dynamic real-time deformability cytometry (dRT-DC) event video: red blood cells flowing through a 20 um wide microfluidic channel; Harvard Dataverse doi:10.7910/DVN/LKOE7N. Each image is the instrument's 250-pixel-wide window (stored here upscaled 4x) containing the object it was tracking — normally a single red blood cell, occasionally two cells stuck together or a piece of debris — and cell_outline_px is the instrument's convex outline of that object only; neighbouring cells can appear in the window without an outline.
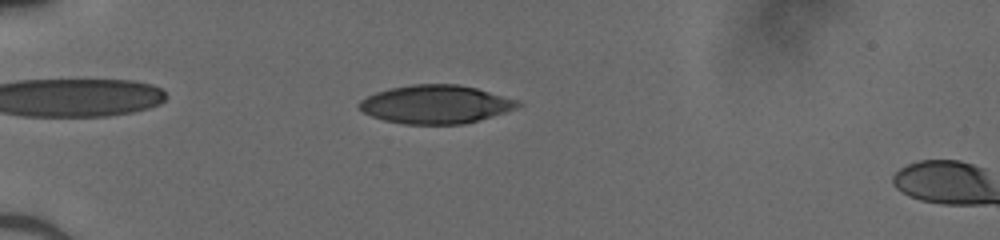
{"species": "human", "species_latin": "Homo sapiens", "temperature_condition": "cold", "stored_images_in_passage": 17, "camera_frame_rate_fps": 3000, "um_per_image_px": 0.085, "donor": {"sex": "male"}, "frame": {"image": 1, "passage_image": 15, "time_ms": 4.667, "image_size_px": [1000, 240], "cell_outline_px": [[524, 104], [516, 108], [480, 120], [464, 124], [404, 124], [384, 120], [372, 116], [364, 112], [356, 104], [360, 100], [376, 92], [392, 88], [412, 84], [456, 84], [476, 88], [520, 100]], "centroid_in_image_um": [37.06, 8.87], "position_along_channel_um": 47.9, "area_um2": 35.49}}